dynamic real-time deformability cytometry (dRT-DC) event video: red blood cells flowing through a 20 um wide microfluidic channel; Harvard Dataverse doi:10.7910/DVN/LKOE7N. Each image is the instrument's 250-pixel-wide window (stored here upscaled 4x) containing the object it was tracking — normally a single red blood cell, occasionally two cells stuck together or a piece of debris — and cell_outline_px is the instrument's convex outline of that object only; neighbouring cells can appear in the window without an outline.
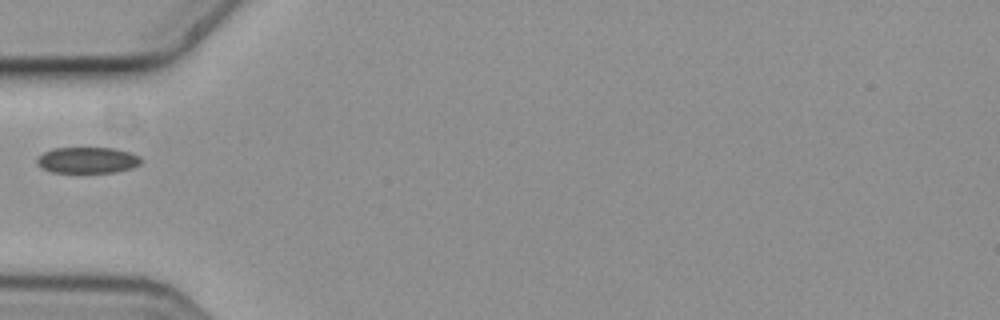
{"species": "common noctule bat (a hibernating species)", "species_latin": "Nyctalus noctula", "temperature_condition": "cold", "stored_images_in_passage": 5, "camera_frame_rate_fps": 3000, "um_per_image_px": 0.085, "animal": {"sex": "female", "body_mass_g": 19.3, "forearm_length_mm": 54.1}, "frame": {"image": 1, "passage_image": 5, "time_ms": 1.333, "image_size_px": [1000, 320], "cell_outline_px": [[140, 164], [132, 168], [116, 172], [52, 172], [36, 164], [36, 156], [52, 148], [116, 148], [132, 152], [140, 156]], "centroid_in_image_um": [7.44, 13.6], "position_along_channel_um": 77.6, "area_um2": 15.95}}